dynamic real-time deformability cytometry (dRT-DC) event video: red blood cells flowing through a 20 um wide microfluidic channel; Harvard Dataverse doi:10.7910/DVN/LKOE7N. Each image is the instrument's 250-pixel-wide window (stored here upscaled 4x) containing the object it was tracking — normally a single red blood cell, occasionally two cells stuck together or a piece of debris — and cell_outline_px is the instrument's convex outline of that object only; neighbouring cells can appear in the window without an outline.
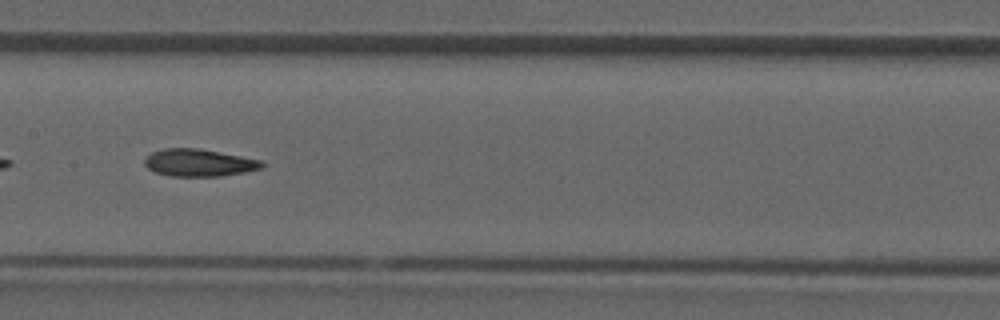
{"species": "common noctule bat (a hibernating species)", "species_latin": "Nyctalus noctula", "temperature_condition": "room temperature", "stored_images_in_passage": 28, "camera_frame_rate_fps": 3000, "um_per_image_px": 0.085, "animal": {"sex": "male", "forearm_length_mm": 52.5}, "frame": {"image": 1, "passage_image": 9, "time_ms": 2.667, "image_size_px": [1000, 320], "cell_outline_px": [[264, 168], [244, 172], [220, 176], [168, 176], [156, 172], [148, 168], [144, 164], [144, 160], [152, 152], [164, 148], [196, 148], [264, 160]], "centroid_in_image_um": [16.94, 13.83], "position_along_channel_um": 190.5, "area_um2": 18.67}}